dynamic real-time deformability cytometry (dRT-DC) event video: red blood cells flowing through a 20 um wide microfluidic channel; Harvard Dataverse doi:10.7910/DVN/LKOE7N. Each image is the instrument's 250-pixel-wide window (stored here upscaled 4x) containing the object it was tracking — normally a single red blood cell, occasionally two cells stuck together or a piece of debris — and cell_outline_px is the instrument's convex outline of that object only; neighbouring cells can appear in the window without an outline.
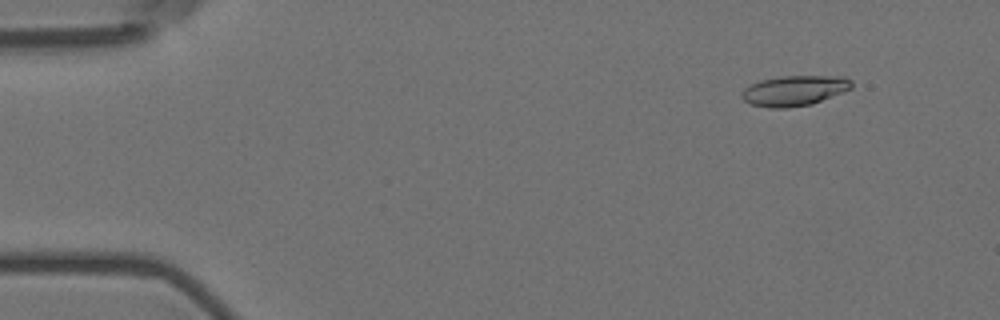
{"species": "Egyptian fruit bat (a non-hibernating species)", "species_latin": "Rousettus aegyptiacus", "temperature_condition": "room temperature", "stored_images_in_passage": 5, "camera_frame_rate_fps": 3000, "um_per_image_px": 0.085, "animal": {"sex": "female"}, "frame": {"image": 1, "passage_image": 2, "time_ms": 0.333, "image_size_px": [1000, 320], "cell_outline_px": [[852, 88], [844, 92], [812, 104], [788, 108], [772, 108], [752, 104], [744, 100], [740, 96], [740, 92], [744, 88], [760, 80], [784, 76], [844, 76], [852, 80]], "centroid_in_image_um": [67.54, 7.7], "position_along_channel_um": 17.5, "area_um2": 19.48}}
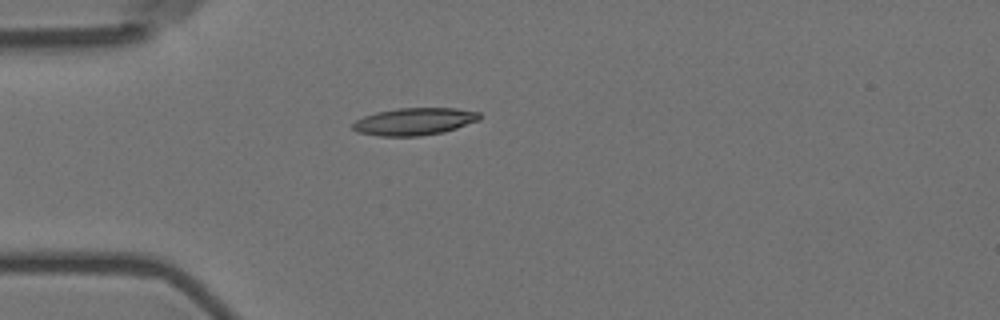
{"frame": {"image": 2, "passage_image": 5, "time_ms": 1.333, "image_size_px": [1000, 320], "cell_outline_px": [[480, 120], [444, 132], [420, 136], [380, 136], [356, 132], [352, 128], [352, 124], [356, 120], [364, 116], [376, 112], [396, 108], [456, 108], [480, 112]], "centroid_in_image_um": [35.21, 10.32], "position_along_channel_um": 49.8, "area_um2": 20.29}}